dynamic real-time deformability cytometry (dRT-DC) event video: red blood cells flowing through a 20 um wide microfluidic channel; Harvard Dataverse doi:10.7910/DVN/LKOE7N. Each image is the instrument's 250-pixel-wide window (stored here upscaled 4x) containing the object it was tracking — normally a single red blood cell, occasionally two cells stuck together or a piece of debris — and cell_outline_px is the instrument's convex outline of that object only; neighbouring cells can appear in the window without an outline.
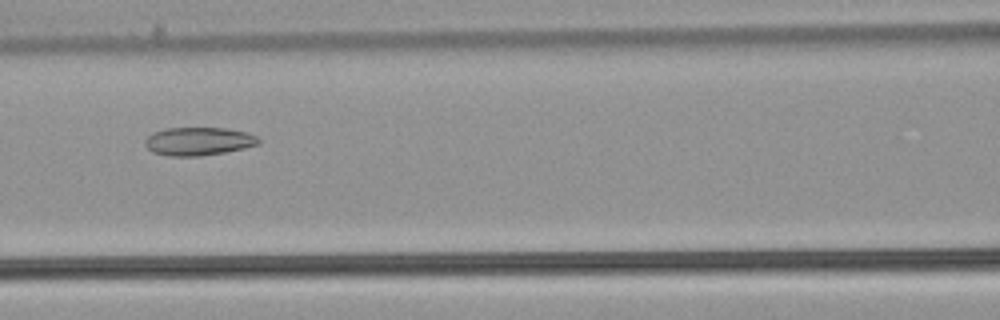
{"species": "common noctule bat (a hibernating species)", "species_latin": "Nyctalus noctula", "temperature_condition": "warm", "stored_images_in_passage": 48, "camera_frame_rate_fps": 3000, "um_per_image_px": 0.085, "animal": {"sex": "male", "body_mass_g": 21.5, "forearm_length_mm": 52.0}, "frame": {"image": 1, "passage_image": 22, "time_ms": 7.0, "image_size_px": [1000, 320], "cell_outline_px": [[260, 144], [244, 148], [224, 152], [200, 156], [168, 156], [152, 152], [144, 144], [144, 140], [152, 132], [164, 128], [224, 128], [248, 132], [256, 136], [260, 140]], "centroid_in_image_um": [16.85, 12.01], "position_along_channel_um": 149.7, "area_um2": 18.79}}
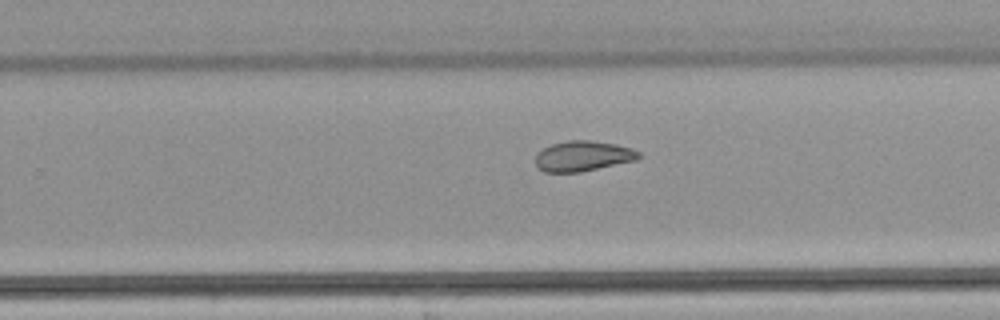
{"frame": {"image": 2, "passage_image": 32, "time_ms": 10.333, "image_size_px": [1000, 320], "cell_outline_px": [[640, 156], [636, 160], [580, 172], [544, 172], [536, 164], [536, 152], [552, 144], [568, 140], [588, 140], [616, 144], [632, 148], [640, 152]], "centroid_in_image_um": [49.55, 13.26], "position_along_channel_um": 280.3, "area_um2": 18.15}}
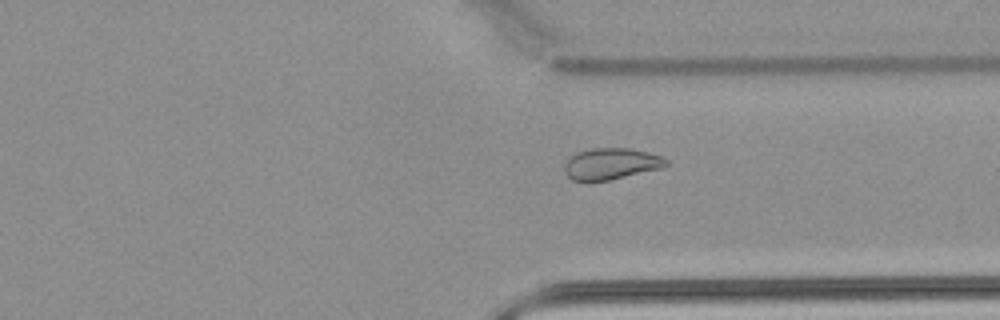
{"frame": {"image": 3, "passage_image": 38, "time_ms": 12.333, "image_size_px": [1000, 320], "cell_outline_px": [[668, 164], [664, 168], [608, 180], [572, 180], [564, 172], [564, 164], [576, 152], [592, 148], [632, 148], [648, 152], [660, 156], [668, 160]], "centroid_in_image_um": [51.97, 13.91], "position_along_channel_um": 359.4, "area_um2": 18.55}, "authors_computed_cell_mechanics": {"area_um2": 21.7039, "velocity_mm_per_s": 3.9328, "shape_relaxation_time_tau1_ms": null, "shape_relaxation_time_tau2_ms": 2.0321, "deformation_change_tau1": null, "deformation_change_tau2": 0.0739}}